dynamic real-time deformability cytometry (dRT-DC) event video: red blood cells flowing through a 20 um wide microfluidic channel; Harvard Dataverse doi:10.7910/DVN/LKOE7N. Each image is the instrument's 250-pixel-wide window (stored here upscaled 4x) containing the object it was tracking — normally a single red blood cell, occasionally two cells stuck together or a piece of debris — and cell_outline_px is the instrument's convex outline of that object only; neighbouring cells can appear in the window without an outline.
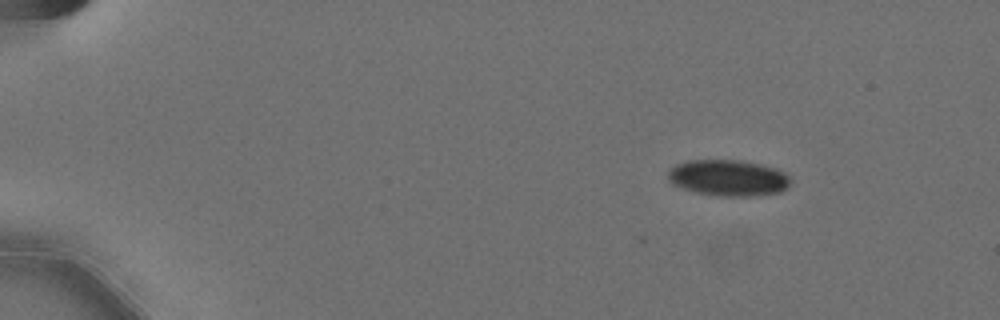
{"species": "Egyptian fruit bat (a non-hibernating species)", "species_latin": "Rousettus aegyptiacus", "temperature_condition": "cold", "stored_images_in_passage": 3, "camera_frame_rate_fps": 3000, "um_per_image_px": 0.085, "animal": {"sex": "female"}, "frame": {"image": 1, "passage_image": 3, "time_ms": 0.667, "image_size_px": [1000, 320], "cell_outline_px": [[792, 180], [788, 188], [780, 192], [744, 196], [724, 196], [696, 192], [672, 184], [668, 180], [668, 168], [676, 164], [688, 160], [740, 160], [760, 164], [776, 168], [792, 176]], "centroid_in_image_um": [61.92, 15.1], "position_along_channel_um": 23.1, "area_um2": 25.95}}